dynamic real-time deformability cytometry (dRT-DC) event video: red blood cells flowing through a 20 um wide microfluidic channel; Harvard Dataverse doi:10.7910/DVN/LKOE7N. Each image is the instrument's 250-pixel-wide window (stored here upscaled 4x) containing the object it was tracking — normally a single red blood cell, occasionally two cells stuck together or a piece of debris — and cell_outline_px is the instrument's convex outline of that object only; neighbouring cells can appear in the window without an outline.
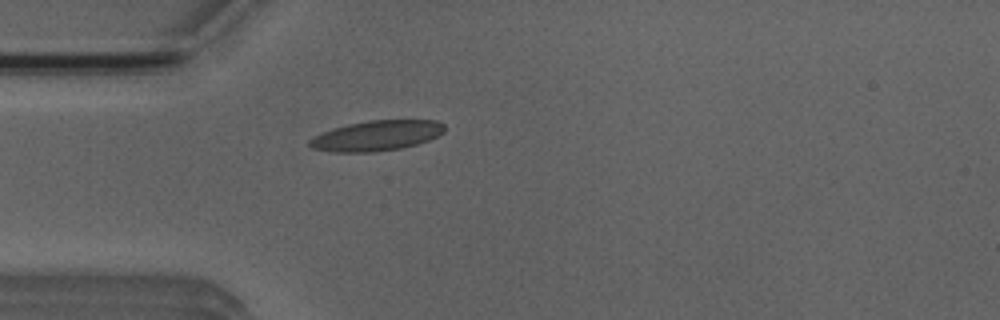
{"species": "Egyptian fruit bat (a non-hibernating species)", "species_latin": "Rousettus aegyptiacus", "temperature_condition": "room temperature", "stored_images_in_passage": 1, "camera_frame_rate_fps": 3000, "um_per_image_px": 0.085, "animal": {"sex": "male"}, "frame": {"image": 1, "passage_image": 1, "time_ms": 0.0, "image_size_px": [1000, 320], "cell_outline_px": [[444, 132], [428, 140], [416, 144], [400, 148], [376, 152], [332, 152], [312, 148], [308, 144], [308, 140], [312, 136], [348, 124], [368, 120], [436, 120], [444, 124]], "centroid_in_image_um": [31.99, 11.53], "position_along_channel_um": 53.0, "area_um2": 23.7}}